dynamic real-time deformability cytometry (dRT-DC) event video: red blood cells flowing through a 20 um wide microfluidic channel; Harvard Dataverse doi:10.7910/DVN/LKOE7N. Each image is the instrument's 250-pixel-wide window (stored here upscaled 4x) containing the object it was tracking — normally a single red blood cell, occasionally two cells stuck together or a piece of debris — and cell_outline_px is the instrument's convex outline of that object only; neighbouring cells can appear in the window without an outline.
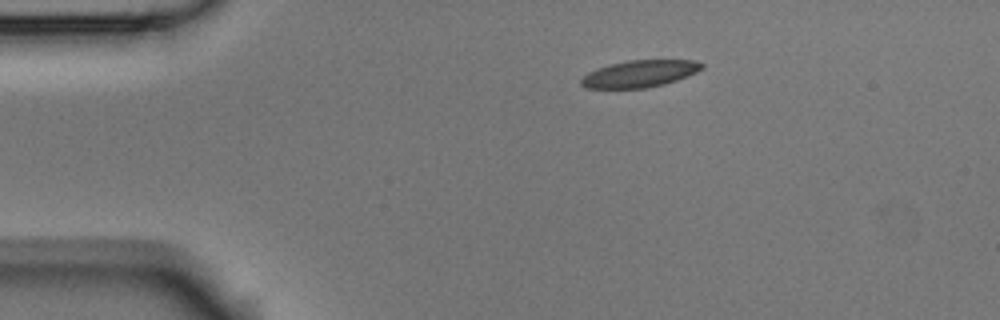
{"species": "Egyptian fruit bat (a non-hibernating species)", "species_latin": "Rousettus aegyptiacus", "temperature_condition": "room temperature", "stored_images_in_passage": 3, "camera_frame_rate_fps": 3000, "um_per_image_px": 0.085, "animal": {"sex": "male"}, "frame": {"image": 1, "passage_image": 1, "time_ms": 0.0, "image_size_px": [1000, 320], "cell_outline_px": [[704, 68], [696, 72], [676, 80], [664, 84], [644, 88], [584, 88], [580, 84], [580, 80], [588, 72], [612, 64], [628, 60], [696, 60], [704, 64]], "centroid_in_image_um": [54.39, 6.27], "position_along_channel_um": 30.6, "area_um2": 18.79}}
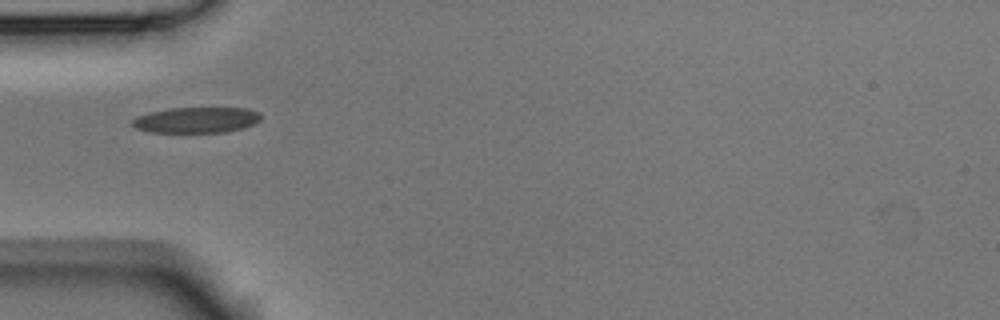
{"frame": {"image": 2, "passage_image": 3, "time_ms": 0.667, "image_size_px": [1000, 320], "cell_outline_px": [[260, 120], [244, 128], [224, 132], [152, 132], [136, 128], [132, 124], [132, 120], [136, 116], [152, 112], [172, 108], [248, 108], [260, 112]], "centroid_in_image_um": [16.72, 10.2], "position_along_channel_um": 68.3, "area_um2": 19.13}}